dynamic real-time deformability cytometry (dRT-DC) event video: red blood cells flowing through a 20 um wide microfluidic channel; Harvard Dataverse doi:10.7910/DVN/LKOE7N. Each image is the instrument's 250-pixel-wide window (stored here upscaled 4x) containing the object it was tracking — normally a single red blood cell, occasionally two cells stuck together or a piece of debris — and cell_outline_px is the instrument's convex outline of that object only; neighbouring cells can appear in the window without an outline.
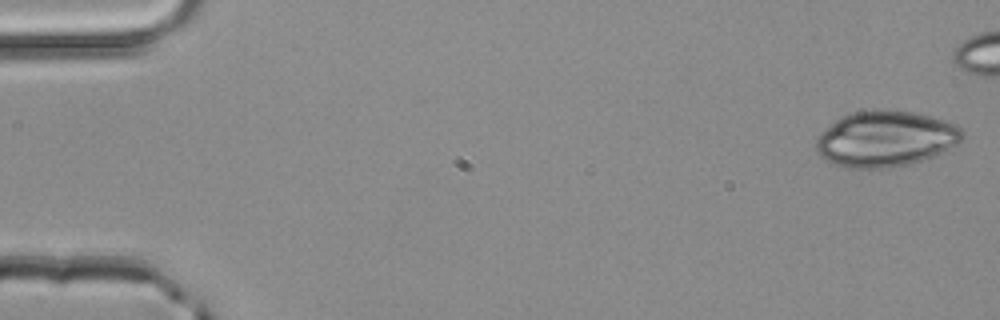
{"species": "common noctule bat (a hibernating species)", "species_latin": "Nyctalus noctula", "temperature_condition": "room temperature", "stored_images_in_passage": 4, "camera_frame_rate_fps": 3000, "um_per_image_px": 0.085, "animal": {"sex": "male", "body_mass_g": 20.4}, "frame": {"image": 1, "passage_image": 1, "time_ms": 0.0, "image_size_px": [1000, 320], "cell_outline_px": [[964, 136], [956, 144], [932, 156], [908, 164], [888, 168], [848, 168], [824, 160], [816, 152], [816, 140], [820, 132], [836, 120], [852, 112], [876, 108], [888, 108], [916, 112], [944, 120], [956, 124], [964, 132]], "centroid_in_image_um": [75.24, 11.77], "position_along_channel_um": 9.8, "area_um2": 47.8}}